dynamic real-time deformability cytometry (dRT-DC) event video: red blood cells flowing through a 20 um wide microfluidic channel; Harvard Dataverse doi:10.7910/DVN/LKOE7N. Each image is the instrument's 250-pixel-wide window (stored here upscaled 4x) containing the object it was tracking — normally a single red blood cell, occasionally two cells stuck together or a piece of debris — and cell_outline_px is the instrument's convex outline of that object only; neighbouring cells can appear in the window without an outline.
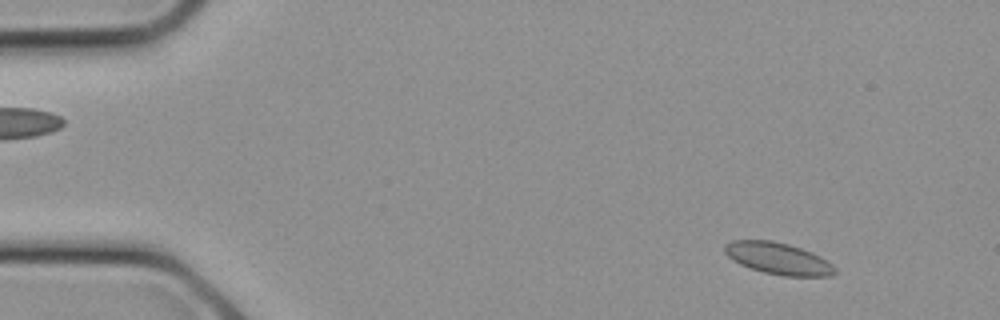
{"species": "common noctule bat (a hibernating species)", "species_latin": "Nyctalus noctula", "temperature_condition": "cold", "stored_images_in_passage": 12, "camera_frame_rate_fps": 3000, "um_per_image_px": 0.085, "animal": {"sex": "female", "body_mass_g": 21.9}, "frame": {"image": 1, "passage_image": 2, "time_ms": 0.333, "image_size_px": [1000, 320], "cell_outline_px": [[836, 272], [828, 276], [784, 276], [764, 272], [740, 264], [732, 260], [724, 252], [724, 244], [732, 240], [772, 240], [788, 244], [812, 252], [820, 256], [832, 264], [836, 268]], "centroid_in_image_um": [66.13, 21.96], "position_along_channel_um": 18.9, "area_um2": 20.35}}
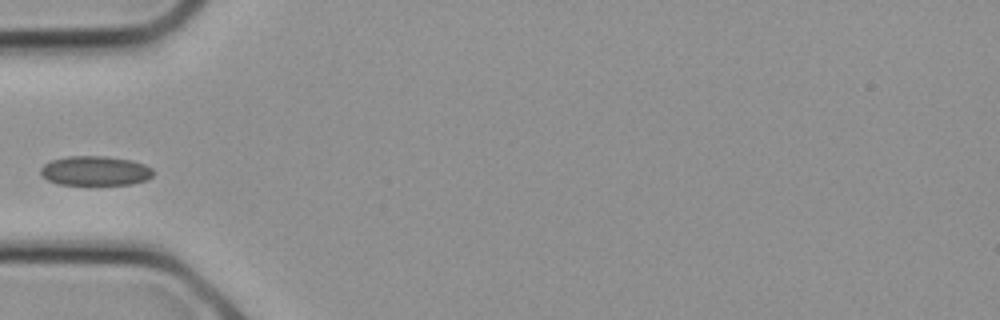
{"frame": {"image": 2, "passage_image": 8, "time_ms": 2.333, "image_size_px": [1000, 320], "cell_outline_px": [[156, 172], [148, 180], [132, 184], [60, 184], [48, 180], [40, 172], [40, 168], [44, 164], [52, 160], [68, 156], [104, 156], [132, 160], [144, 164], [152, 168]], "centroid_in_image_um": [8.15, 14.51], "position_along_channel_um": 76.9, "area_um2": 19.36}}
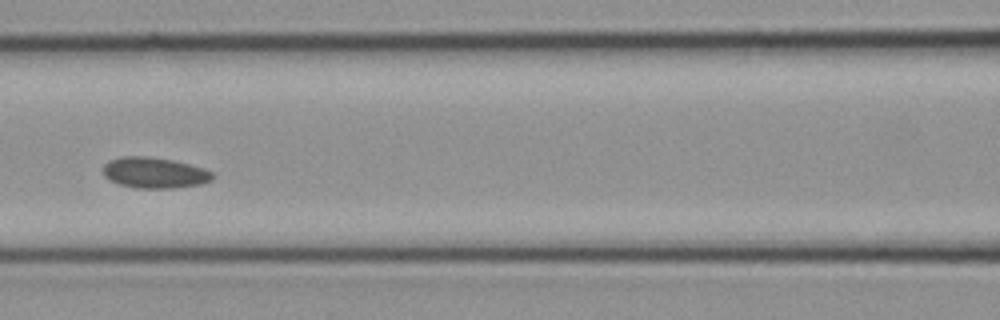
{"frame": {"image": 3, "passage_image": 11, "time_ms": 3.333, "image_size_px": [1000, 320], "cell_outline_px": [[216, 176], [212, 180], [200, 184], [172, 188], [136, 188], [120, 184], [108, 180], [104, 176], [104, 164], [108, 160], [120, 156], [148, 156], [172, 160], [204, 168], [212, 172]], "centroid_in_image_um": [13.12, 14.68], "position_along_channel_um": 153.5, "area_um2": 19.77}}